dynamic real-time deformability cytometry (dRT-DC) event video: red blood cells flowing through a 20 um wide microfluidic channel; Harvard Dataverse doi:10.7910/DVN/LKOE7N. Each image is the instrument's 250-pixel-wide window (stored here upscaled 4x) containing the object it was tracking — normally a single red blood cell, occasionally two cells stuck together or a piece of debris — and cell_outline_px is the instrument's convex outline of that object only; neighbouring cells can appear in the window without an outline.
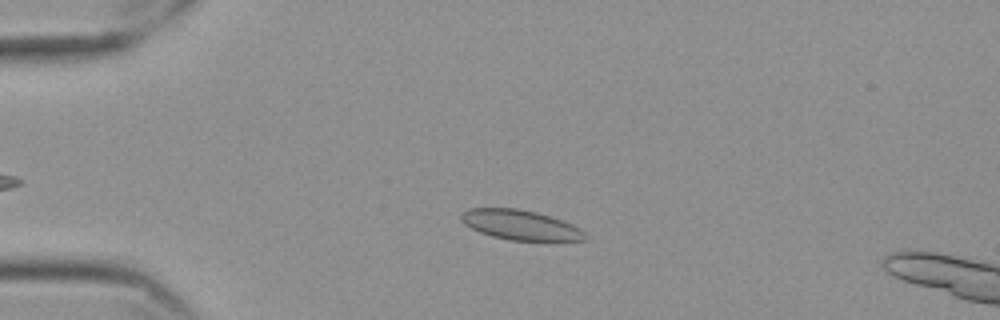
{"species": "Egyptian fruit bat (a non-hibernating species)", "species_latin": "Rousettus aegyptiacus", "temperature_condition": "cold", "stored_images_in_passage": 43, "camera_frame_rate_fps": 3000, "um_per_image_px": 0.085, "frame": {"image": 1, "passage_image": 11, "time_ms": 3.333, "image_size_px": [1000, 320], "cell_outline_px": [[588, 240], [508, 240], [492, 236], [480, 232], [464, 224], [460, 220], [460, 212], [468, 208], [516, 208], [536, 212], [572, 224], [580, 228], [588, 236]], "centroid_in_image_um": [44.19, 19.11], "position_along_channel_um": 40.8, "area_um2": 21.5}}
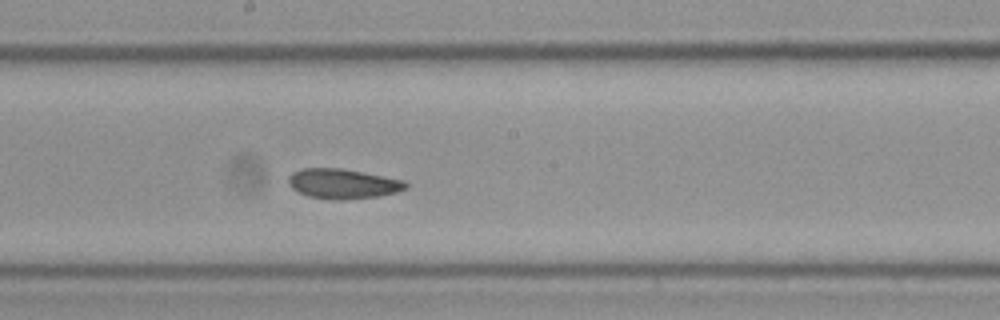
{"frame": {"image": 2, "passage_image": 29, "time_ms": 9.333, "image_size_px": [1000, 320], "cell_outline_px": [[408, 188], [396, 192], [380, 196], [336, 200], [332, 200], [308, 196], [292, 188], [288, 184], [288, 176], [292, 172], [300, 168], [340, 168], [404, 180], [408, 184]], "centroid_in_image_um": [29.12, 15.61], "position_along_channel_um": 219.1, "area_um2": 20.4}}
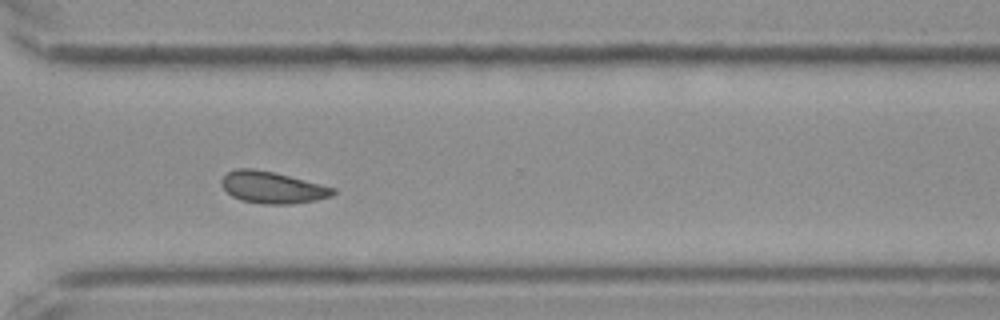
{"frame": {"image": 3, "passage_image": 40, "time_ms": 13.0, "image_size_px": [1000, 320], "cell_outline_px": [[336, 192], [332, 196], [316, 200], [288, 204], [264, 204], [240, 200], [232, 196], [220, 184], [220, 180], [228, 172], [236, 168], [252, 168], [272, 172], [336, 188]], "centroid_in_image_um": [23.13, 15.94], "position_along_channel_um": 347.5, "area_um2": 20.46}, "authors_computed_cell_mechanics": {"area_um2": 20.8658, "velocity_mm_per_s": 3.5032, "shape_relaxation_time_tau1_ms": null, "shape_relaxation_time_tau2_ms": 6.2698, "deformation_change_tau1": null, "deformation_change_tau2": 0.0891}}